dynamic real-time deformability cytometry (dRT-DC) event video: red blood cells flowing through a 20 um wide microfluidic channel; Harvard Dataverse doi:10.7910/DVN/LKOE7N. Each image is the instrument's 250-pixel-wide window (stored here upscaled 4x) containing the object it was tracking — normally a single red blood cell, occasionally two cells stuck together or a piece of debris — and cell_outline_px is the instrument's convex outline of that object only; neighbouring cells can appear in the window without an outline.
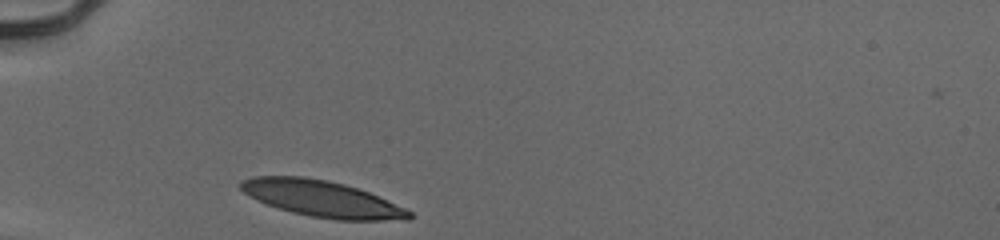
{"species": "human", "species_latin": "Homo sapiens", "temperature_condition": "cold", "stored_images_in_passage": 28, "camera_frame_rate_fps": 3000, "um_per_image_px": 0.085, "donor": {"sex": "male"}, "frame": {"image": 1, "passage_image": 1, "time_ms": 0.0, "image_size_px": [1000, 240], "cell_outline_px": [[412, 216], [408, 220], [336, 220], [312, 216], [292, 212], [256, 200], [244, 192], [240, 188], [240, 180], [252, 176], [300, 176], [328, 180], [344, 184], [368, 192], [404, 208], [412, 212]], "centroid_in_image_um": [27.34, 16.89], "position_along_channel_um": 57.7, "area_um2": 35.26}}
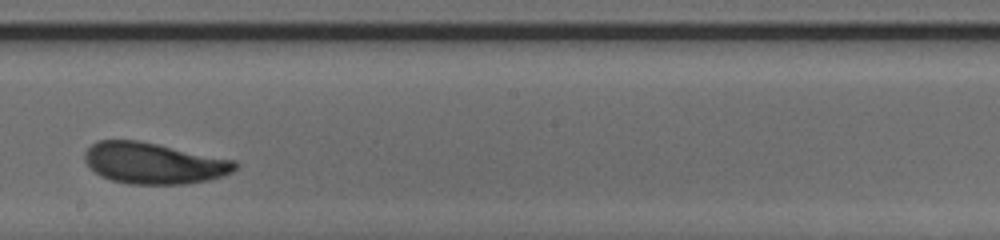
{"frame": {"image": 2, "passage_image": 16, "time_ms": 5.0, "image_size_px": [1000, 240], "cell_outline_px": [[240, 164], [232, 172], [224, 176], [212, 180], [188, 184], [128, 184], [112, 180], [100, 176], [84, 160], [84, 152], [96, 140], [136, 140], [236, 160]], "centroid_in_image_um": [13.11, 13.88], "position_along_channel_um": 235.1, "area_um2": 36.24}}
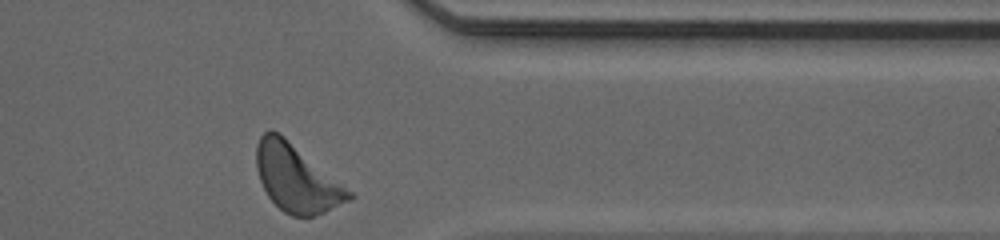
{"frame": {"image": 3, "passage_image": 28, "time_ms": 9.0, "image_size_px": [1000, 240], "cell_outline_px": [[356, 196], [352, 200], [324, 212], [312, 216], [292, 216], [284, 212], [268, 196], [260, 180], [256, 168], [256, 144], [260, 136], [268, 128], [272, 128], [284, 136], [352, 192]], "centroid_in_image_um": [25.19, 15.14], "position_along_channel_um": 386.2, "area_um2": 36.01}, "authors_computed_cell_mechanics": {"area_um2": 36.0383, "velocity_mm_per_s": 3.8926, "shape_relaxation_time_tau1_ms": 2.1973, "shape_relaxation_time_tau2_ms": 4.4443, "deformation_change_tau1": 0.1357, "deformation_change_tau2": 0.1062}}